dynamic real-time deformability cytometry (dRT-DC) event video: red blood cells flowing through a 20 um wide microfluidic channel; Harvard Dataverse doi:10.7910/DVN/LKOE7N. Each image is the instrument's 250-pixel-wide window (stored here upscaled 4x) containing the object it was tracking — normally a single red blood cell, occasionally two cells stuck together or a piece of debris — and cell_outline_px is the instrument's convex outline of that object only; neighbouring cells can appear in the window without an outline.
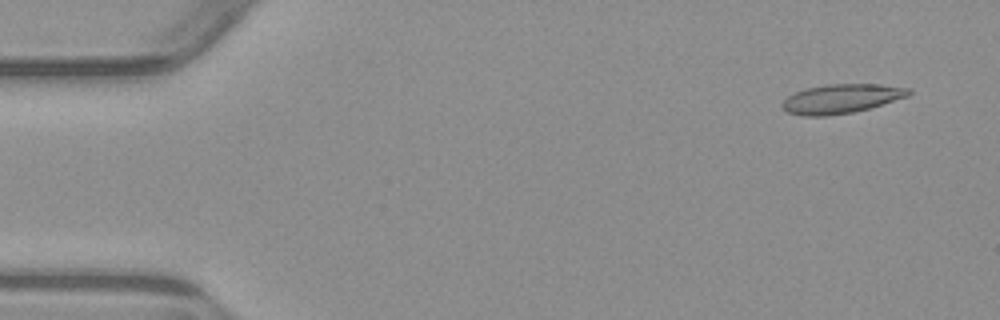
{"species": "common noctule bat (a hibernating species)", "species_latin": "Nyctalus noctula", "temperature_condition": "warm", "stored_images_in_passage": 5, "camera_frame_rate_fps": 3000, "um_per_image_px": 0.085, "animal": {"sex": "male", "body_mass_g": 23.1, "forearm_length_mm": 52.7}, "frame": {"image": 1, "passage_image": 1, "time_ms": 0.0, "image_size_px": [1000, 320], "cell_outline_px": [[912, 92], [908, 96], [868, 108], [852, 112], [828, 116], [804, 116], [788, 112], [780, 108], [780, 104], [788, 96], [796, 92], [808, 88], [828, 84], [880, 84], [912, 88]], "centroid_in_image_um": [71.5, 8.39], "position_along_channel_um": 13.5, "area_um2": 21.44}}
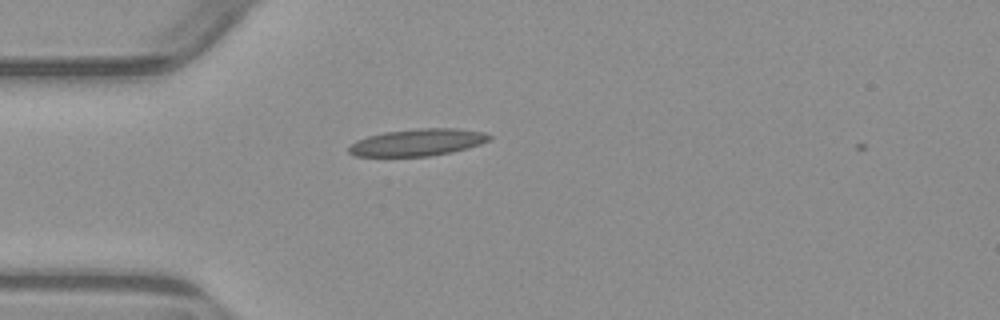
{"frame": {"image": 2, "passage_image": 3, "time_ms": 3.667, "image_size_px": [1000, 320], "cell_outline_px": [[492, 136], [488, 140], [480, 144], [468, 148], [452, 152], [428, 156], [356, 156], [348, 152], [348, 148], [356, 140], [368, 136], [384, 132], [416, 128], [456, 128], [484, 132]], "centroid_in_image_um": [35.49, 12.09], "position_along_channel_um": 49.5, "area_um2": 22.08}}
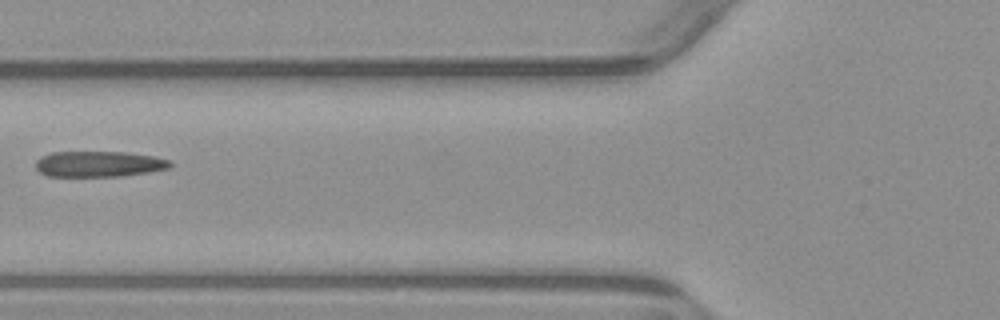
{"frame": {"image": 3, "passage_image": 5, "time_ms": 5.667, "image_size_px": [1000, 320], "cell_outline_px": [[172, 164], [168, 168], [148, 172], [120, 176], [48, 176], [40, 172], [36, 168], [36, 160], [40, 156], [52, 152], [124, 152], [156, 156], [172, 160]], "centroid_in_image_um": [8.41, 13.93], "position_along_channel_um": 117.4, "area_um2": 20.23}}